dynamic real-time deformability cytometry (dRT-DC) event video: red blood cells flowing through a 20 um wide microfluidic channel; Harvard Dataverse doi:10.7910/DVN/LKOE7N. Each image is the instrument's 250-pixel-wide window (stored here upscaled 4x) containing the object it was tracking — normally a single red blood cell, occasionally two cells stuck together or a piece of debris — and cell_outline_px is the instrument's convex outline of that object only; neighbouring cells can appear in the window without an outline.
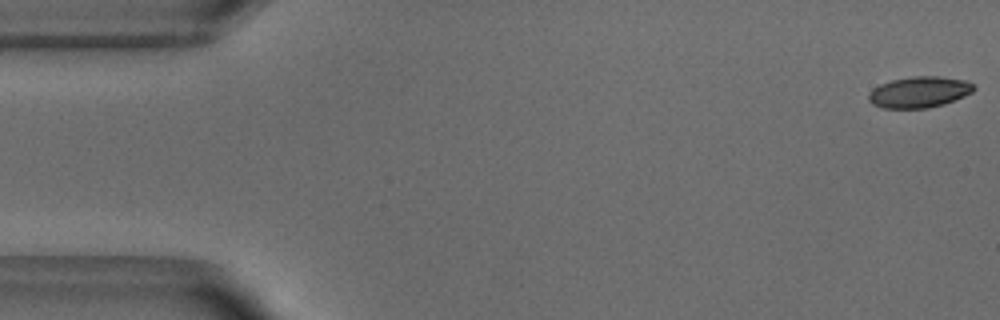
{"species": "common noctule bat (a hibernating species)", "species_latin": "Nyctalus noctula", "temperature_condition": "warm", "stored_images_in_passage": 52, "camera_frame_rate_fps": 3000, "um_per_image_px": 0.085, "animal": {"sex": "male", "body_mass_g": 18.8}, "frame": {"image": 1, "passage_image": 1, "time_ms": 0.0, "image_size_px": [1000, 320], "cell_outline_px": [[976, 88], [972, 92], [964, 96], [944, 104], [928, 108], [884, 108], [872, 104], [868, 100], [868, 92], [872, 88], [880, 84], [892, 80], [912, 76], [940, 76], [964, 80], [972, 84]], "centroid_in_image_um": [78.11, 7.82], "position_along_channel_um": 6.9, "area_um2": 19.13}}
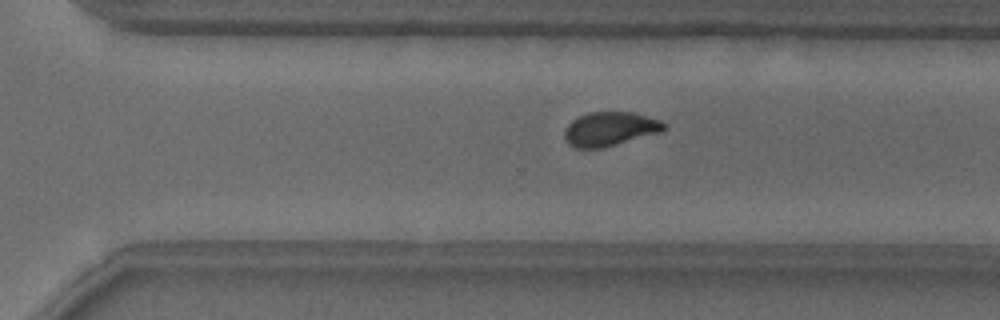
{"frame": {"image": 2, "passage_image": 35, "time_ms": 11.333, "image_size_px": [1000, 320], "cell_outline_px": [[668, 128], [660, 132], [616, 144], [600, 148], [576, 148], [568, 144], [564, 140], [564, 128], [572, 120], [588, 112], [632, 112], [660, 120], [668, 124]], "centroid_in_image_um": [51.83, 10.96], "position_along_channel_um": 318.8, "area_um2": 19.77}}
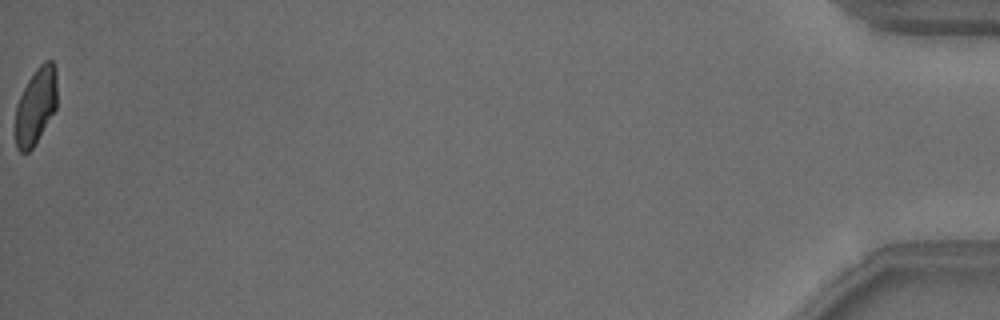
{"frame": {"image": 3, "passage_image": 52, "time_ms": 17.0, "image_size_px": [1000, 320], "cell_outline_px": [[56, 108], [32, 148], [28, 152], [20, 152], [16, 148], [12, 128], [16, 104], [28, 80], [36, 68], [44, 60], [52, 60], [56, 64]], "centroid_in_image_um": [2.99, 9.02], "position_along_channel_um": 432.2, "area_um2": 19.07}, "authors_computed_cell_mechanics": {"area_um2": 19.9988, "velocity_mm_per_s": 3.8676, "shape_relaxation_time_tau1_ms": 4.5356, "shape_relaxation_time_tau2_ms": 1.4413, "deformation_change_tau1": 0.1449, "deformation_change_tau2": 0.059}}